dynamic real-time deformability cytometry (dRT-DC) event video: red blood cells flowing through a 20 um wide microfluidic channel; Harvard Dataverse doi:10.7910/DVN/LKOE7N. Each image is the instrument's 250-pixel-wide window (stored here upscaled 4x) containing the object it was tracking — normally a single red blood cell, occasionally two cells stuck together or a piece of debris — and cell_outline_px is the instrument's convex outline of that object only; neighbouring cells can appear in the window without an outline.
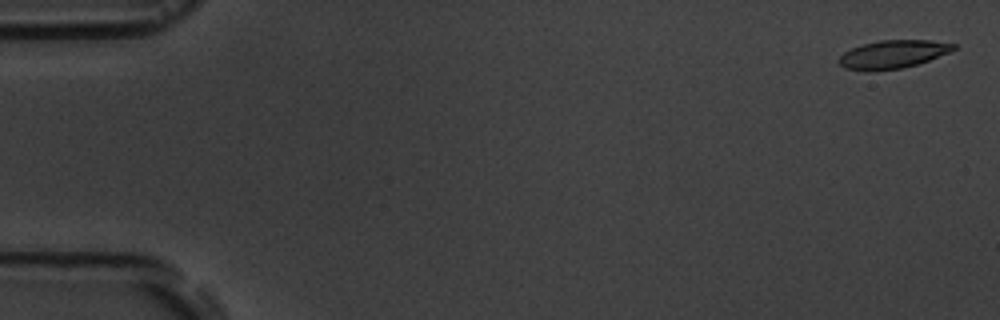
{"species": "common noctule bat (a hibernating species)", "species_latin": "Nyctalus noctula", "temperature_condition": "room temperature", "stored_images_in_passage": 4, "camera_frame_rate_fps": 3000, "um_per_image_px": 0.085, "animal": {"sex": "male", "body_mass_g": 19.5, "forearm_length_mm": 54.6}, "frame": {"image": 1, "passage_image": 1, "time_ms": 0.0, "image_size_px": [1000, 320], "cell_outline_px": [[956, 48], [948, 52], [928, 60], [916, 64], [900, 68], [868, 72], [864, 72], [844, 68], [836, 60], [844, 52], [852, 48], [864, 44], [880, 40], [928, 40], [956, 44]], "centroid_in_image_um": [75.82, 4.63], "position_along_channel_um": 9.2, "area_um2": 18.73}}
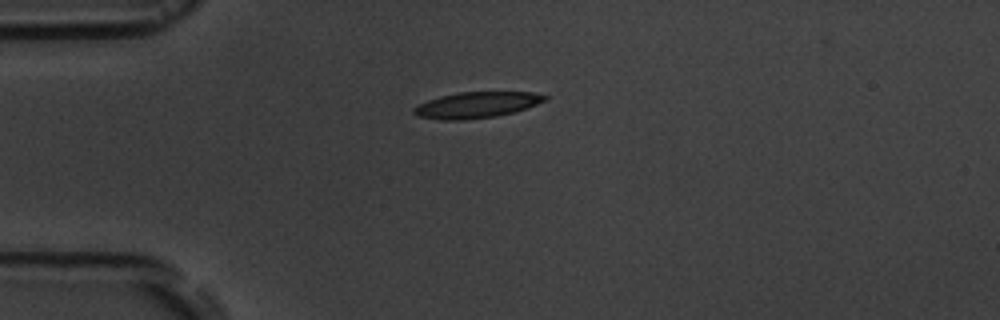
{"frame": {"image": 2, "passage_image": 4, "time_ms": 4.333, "image_size_px": [1000, 320], "cell_outline_px": [[548, 100], [528, 108], [496, 116], [464, 120], [440, 120], [416, 116], [412, 112], [412, 108], [428, 100], [440, 96], [456, 92], [532, 92], [548, 96]], "centroid_in_image_um": [40.5, 8.92], "position_along_channel_um": 44.5, "area_um2": 20.0}}